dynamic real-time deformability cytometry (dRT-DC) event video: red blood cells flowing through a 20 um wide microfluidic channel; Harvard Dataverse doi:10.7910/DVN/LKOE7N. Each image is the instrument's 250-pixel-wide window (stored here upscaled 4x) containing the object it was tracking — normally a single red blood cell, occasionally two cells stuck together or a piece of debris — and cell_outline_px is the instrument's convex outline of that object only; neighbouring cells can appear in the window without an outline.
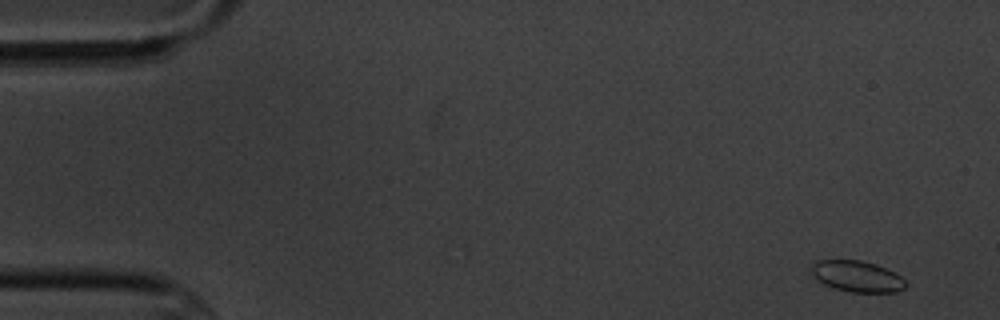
{"species": "common noctule bat (a hibernating species)", "species_latin": "Nyctalus noctula", "temperature_condition": "cold", "stored_images_in_passage": 5, "camera_frame_rate_fps": 3000, "um_per_image_px": 0.085, "animal": {"sex": "male", "body_mass_g": 20.1, "forearm_length_mm": 53.5}, "frame": {"image": 1, "passage_image": 1, "time_ms": 0.0, "image_size_px": [1000, 320], "cell_outline_px": [[908, 284], [904, 288], [896, 292], [852, 292], [836, 288], [824, 284], [812, 272], [812, 264], [816, 260], [860, 260], [876, 264], [900, 276]], "centroid_in_image_um": [72.88, 23.48], "position_along_channel_um": 12.1, "area_um2": 16.76}}